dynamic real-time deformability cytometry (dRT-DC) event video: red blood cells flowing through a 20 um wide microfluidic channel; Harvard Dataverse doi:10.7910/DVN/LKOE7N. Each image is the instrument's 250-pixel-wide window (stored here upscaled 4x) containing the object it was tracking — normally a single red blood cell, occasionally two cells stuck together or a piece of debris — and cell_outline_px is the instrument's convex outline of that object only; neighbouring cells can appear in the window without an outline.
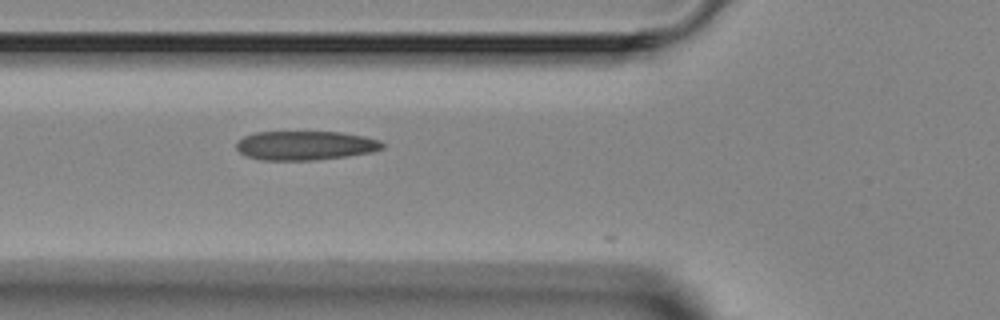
{"species": "Egyptian fruit bat (a non-hibernating species)", "species_latin": "Rousettus aegyptiacus", "temperature_condition": "room temperature", "stored_images_in_passage": 2, "camera_frame_rate_fps": 3000, "um_per_image_px": 0.085, "animal": {"sex": "female"}, "frame": {"image": 1, "passage_image": 2, "time_ms": 2.0, "image_size_px": [1000, 320], "cell_outline_px": [[384, 148], [372, 152], [348, 156], [312, 160], [260, 160], [244, 156], [236, 148], [236, 140], [244, 136], [256, 132], [340, 132], [364, 136], [380, 140], [384, 144]], "centroid_in_image_um": [25.93, 12.37], "position_along_channel_um": 99.9, "area_um2": 24.97}}